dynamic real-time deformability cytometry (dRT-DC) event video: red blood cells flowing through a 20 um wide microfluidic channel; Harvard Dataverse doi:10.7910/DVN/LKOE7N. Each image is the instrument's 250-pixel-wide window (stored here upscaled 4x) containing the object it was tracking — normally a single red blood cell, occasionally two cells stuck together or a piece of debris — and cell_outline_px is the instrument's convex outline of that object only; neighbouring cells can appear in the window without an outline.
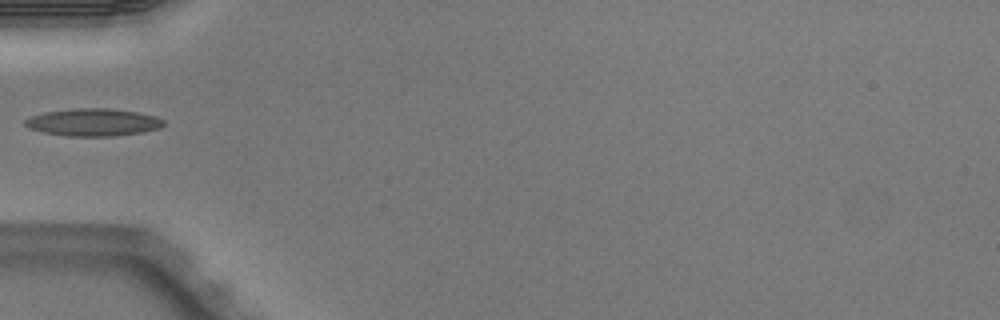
{"species": "Egyptian fruit bat (a non-hibernating species)", "species_latin": "Rousettus aegyptiacus", "temperature_condition": "warm", "stored_images_in_passage": 4, "camera_frame_rate_fps": 3000, "um_per_image_px": 0.085, "animal": {"sex": "male"}, "frame": {"image": 1, "passage_image": 4, "time_ms": 1.0, "image_size_px": [1000, 320], "cell_outline_px": [[164, 124], [160, 128], [140, 132], [112, 136], [68, 136], [44, 132], [28, 128], [24, 124], [24, 120], [32, 116], [44, 112], [76, 108], [108, 108], [136, 112], [156, 116], [164, 120]], "centroid_in_image_um": [7.91, 10.39], "position_along_channel_um": 77.1, "area_um2": 22.02}}